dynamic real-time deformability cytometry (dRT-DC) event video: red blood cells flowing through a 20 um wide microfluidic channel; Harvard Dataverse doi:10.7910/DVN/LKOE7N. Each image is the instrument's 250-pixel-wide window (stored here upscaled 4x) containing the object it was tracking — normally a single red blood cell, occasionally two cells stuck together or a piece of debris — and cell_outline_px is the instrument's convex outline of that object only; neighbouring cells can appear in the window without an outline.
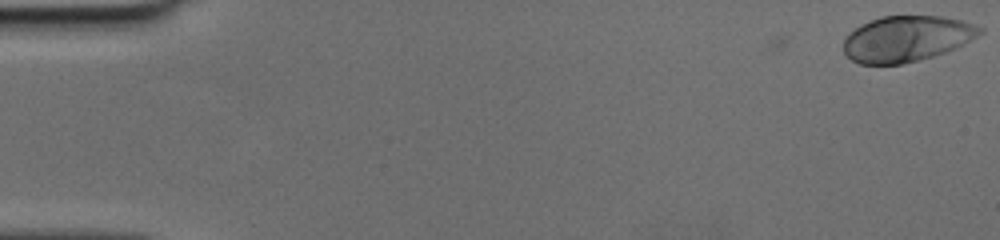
{"species": "human", "species_latin": "Homo sapiens", "temperature_condition": "cold", "stored_images_in_passage": 49, "camera_frame_rate_fps": 3000, "um_per_image_px": 0.085, "donor": {"sex": "female"}, "frame": {"image": 1, "passage_image": 1, "time_ms": 0.0, "image_size_px": [1000, 240], "cell_outline_px": [[984, 32], [956, 48], [932, 56], [900, 64], [860, 64], [852, 60], [844, 52], [844, 40], [848, 32], [860, 24], [880, 16], [940, 16], [960, 20], [984, 28]], "centroid_in_image_um": [77.04, 3.28], "position_along_channel_um": 8.0, "area_um2": 36.24}}
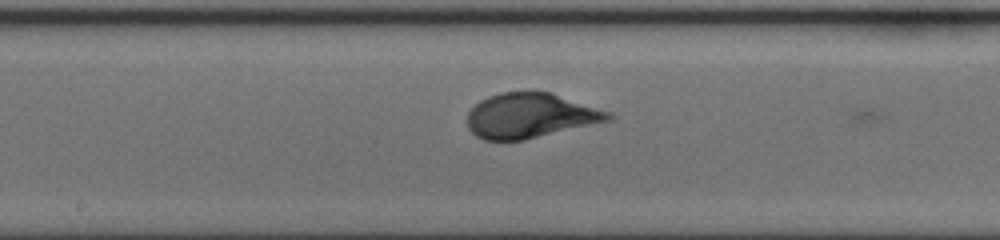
{"frame": {"image": 2, "passage_image": 27, "time_ms": 8.667, "image_size_px": [1000, 240], "cell_outline_px": [[616, 116], [612, 120], [524, 140], [484, 140], [476, 136], [468, 128], [468, 112], [480, 100], [488, 96], [500, 92], [552, 92], [612, 112]], "centroid_in_image_um": [45.12, 9.82], "position_along_channel_um": 203.1, "area_um2": 37.05}}
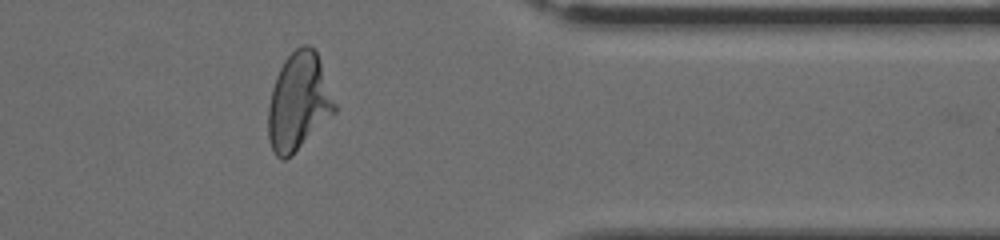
{"frame": {"image": 3, "passage_image": 41, "time_ms": 13.333, "image_size_px": [1000, 240], "cell_outline_px": [[336, 112], [292, 156], [284, 160], [280, 160], [272, 152], [268, 140], [268, 108], [272, 88], [276, 76], [284, 60], [300, 44], [308, 44], [316, 52], [320, 60], [336, 104]], "centroid_in_image_um": [25.37, 8.69], "position_along_channel_um": 386.0, "area_um2": 38.03}}